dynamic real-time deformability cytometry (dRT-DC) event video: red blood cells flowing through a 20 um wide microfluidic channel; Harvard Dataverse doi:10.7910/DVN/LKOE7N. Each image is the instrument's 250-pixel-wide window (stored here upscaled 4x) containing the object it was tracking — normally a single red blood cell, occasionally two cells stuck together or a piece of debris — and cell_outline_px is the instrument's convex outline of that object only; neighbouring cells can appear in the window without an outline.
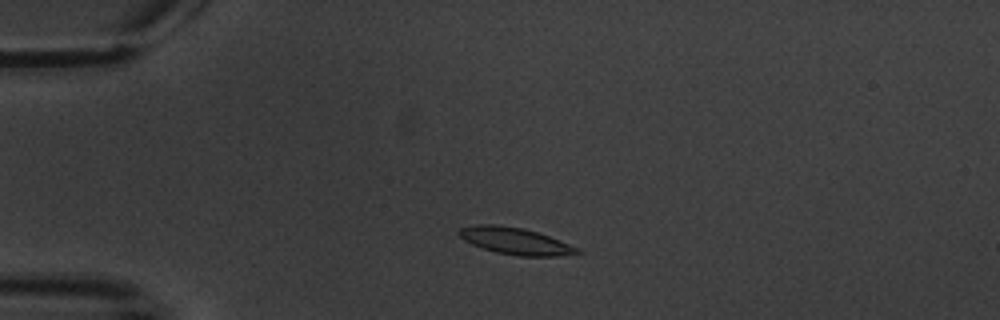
{"species": "common noctule bat (a hibernating species)", "species_latin": "Nyctalus noctula", "temperature_condition": "warm", "stored_images_in_passage": 11, "camera_frame_rate_fps": 3000, "um_per_image_px": 0.085, "animal": {"sex": "male", "body_mass_g": 20.1, "forearm_length_mm": 53.5}, "frame": {"image": 1, "passage_image": 2, "time_ms": 2.0, "image_size_px": [1000, 320], "cell_outline_px": [[584, 252], [556, 256], [520, 256], [496, 252], [472, 244], [464, 240], [456, 232], [460, 228], [476, 224], [496, 224], [524, 228], [548, 236], [568, 244]], "centroid_in_image_um": [43.74, 20.47], "position_along_channel_um": 41.3, "area_um2": 18.21}}
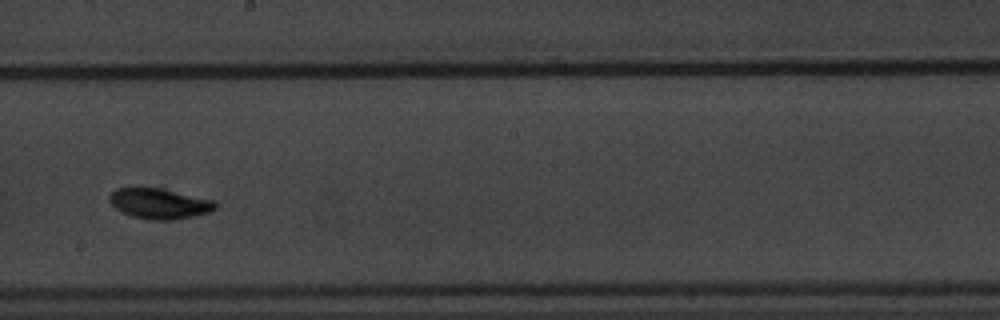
{"frame": {"image": 2, "passage_image": 7, "time_ms": 8.667, "image_size_px": [1000, 320], "cell_outline_px": [[216, 208], [208, 212], [196, 216], [172, 220], [152, 220], [132, 216], [120, 212], [112, 204], [108, 196], [116, 188], [156, 188], [216, 200]], "centroid_in_image_um": [13.55, 17.32], "position_along_channel_um": 234.6, "area_um2": 18.61}}
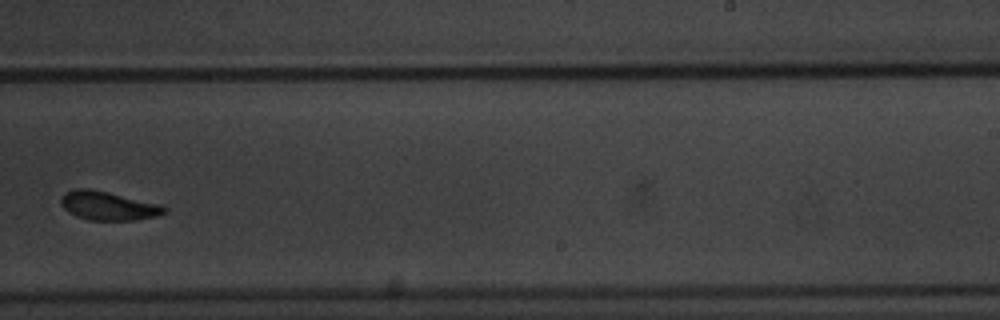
{"frame": {"image": 3, "passage_image": 8, "time_ms": 10.0, "image_size_px": [1000, 320], "cell_outline_px": [[168, 208], [164, 212], [156, 216], [136, 220], [88, 220], [76, 216], [68, 212], [60, 204], [60, 200], [64, 192], [72, 188], [88, 188], [108, 192], [164, 204]], "centroid_in_image_um": [9.19, 17.48], "position_along_channel_um": 279.8, "area_um2": 17.63}, "authors_computed_cell_mechanics": {"area_um2": 17.8602, "velocity_mm_per_s": 3.4018, "shape_relaxation_time_tau1_ms": 2.4058, "shape_relaxation_time_tau2_ms": null, "deformation_change_tau1": 0.1334, "deformation_change_tau2": null}}